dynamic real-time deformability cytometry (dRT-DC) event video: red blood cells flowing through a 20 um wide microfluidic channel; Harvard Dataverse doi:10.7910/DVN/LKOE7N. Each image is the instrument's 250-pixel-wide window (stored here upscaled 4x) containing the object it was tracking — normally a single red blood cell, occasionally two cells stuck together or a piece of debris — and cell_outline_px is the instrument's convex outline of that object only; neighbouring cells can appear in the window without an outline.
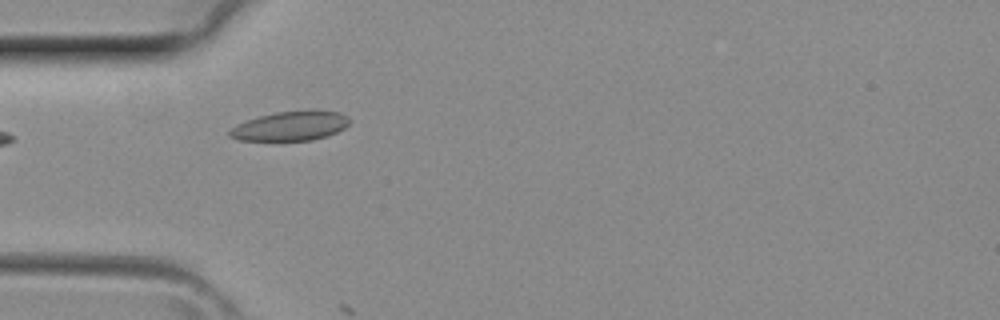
{"species": "common noctule bat (a hibernating species)", "species_latin": "Nyctalus noctula", "temperature_condition": "room temperature", "stored_images_in_passage": 2, "camera_frame_rate_fps": 3000, "um_per_image_px": 0.085, "animal": {"sex": "female", "body_mass_g": 29.2, "forearm_length_mm": 56.3}, "frame": {"image": 1, "passage_image": 2, "time_ms": 0.333, "image_size_px": [1000, 320], "cell_outline_px": [[352, 120], [344, 128], [328, 136], [312, 140], [236, 140], [228, 136], [228, 132], [236, 124], [260, 116], [276, 112], [316, 108], [340, 112], [348, 116]], "centroid_in_image_um": [24.75, 10.68], "position_along_channel_um": 60.3, "area_um2": 20.98}}